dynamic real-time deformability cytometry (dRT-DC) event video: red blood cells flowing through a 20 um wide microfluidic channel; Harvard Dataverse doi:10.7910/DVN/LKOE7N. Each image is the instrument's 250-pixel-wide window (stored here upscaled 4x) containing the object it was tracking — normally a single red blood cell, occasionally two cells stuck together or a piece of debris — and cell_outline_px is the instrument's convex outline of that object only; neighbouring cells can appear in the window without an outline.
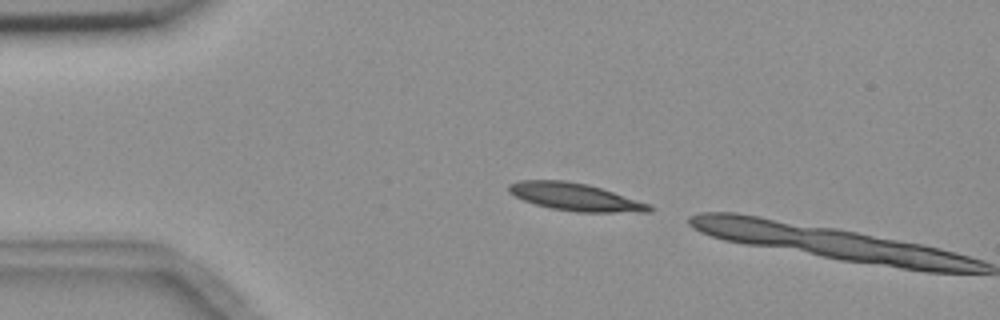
{"species": "common noctule bat (a hibernating species)", "species_latin": "Nyctalus noctula", "temperature_condition": "room temperature", "stored_images_in_passage": 2, "camera_frame_rate_fps": 3000, "um_per_image_px": 0.085, "animal": {"sex": "female", "body_mass_g": 18.4}, "frame": {"image": 1, "passage_image": 1, "time_ms": 0.0, "image_size_px": [1000, 320], "cell_outline_px": [[656, 208], [652, 212], [576, 212], [552, 208], [536, 204], [524, 200], [508, 192], [508, 184], [520, 180], [564, 180], [588, 184], [652, 204]], "centroid_in_image_um": [48.95, 16.74], "position_along_channel_um": 36.0, "area_um2": 22.66}}